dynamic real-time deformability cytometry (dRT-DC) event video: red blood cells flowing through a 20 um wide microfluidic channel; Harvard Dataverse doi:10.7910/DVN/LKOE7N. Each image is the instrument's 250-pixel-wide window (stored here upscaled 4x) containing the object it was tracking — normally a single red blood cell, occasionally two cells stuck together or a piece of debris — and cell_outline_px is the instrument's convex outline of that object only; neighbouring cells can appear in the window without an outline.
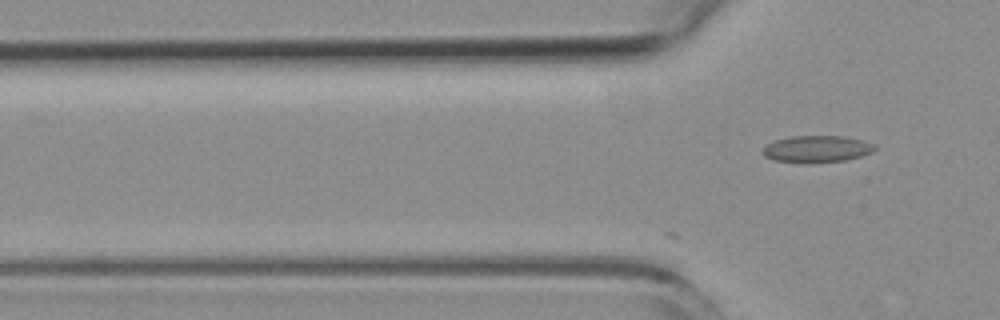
{"species": "common noctule bat (a hibernating species)", "species_latin": "Nyctalus noctula", "temperature_condition": "room temperature", "stored_images_in_passage": 16, "camera_frame_rate_fps": 3000, "um_per_image_px": 0.085, "animal": {"sex": "female", "body_mass_g": 19.3, "forearm_length_mm": 54.1}, "frame": {"image": 1, "passage_image": 16, "time_ms": 5.0, "image_size_px": [1000, 320], "cell_outline_px": [[876, 148], [872, 152], [860, 156], [844, 160], [808, 164], [772, 160], [764, 156], [760, 152], [768, 144], [776, 140], [792, 136], [844, 136], [864, 140], [876, 144]], "centroid_in_image_um": [69.43, 12.67], "position_along_channel_um": 56.4, "area_um2": 17.74}}